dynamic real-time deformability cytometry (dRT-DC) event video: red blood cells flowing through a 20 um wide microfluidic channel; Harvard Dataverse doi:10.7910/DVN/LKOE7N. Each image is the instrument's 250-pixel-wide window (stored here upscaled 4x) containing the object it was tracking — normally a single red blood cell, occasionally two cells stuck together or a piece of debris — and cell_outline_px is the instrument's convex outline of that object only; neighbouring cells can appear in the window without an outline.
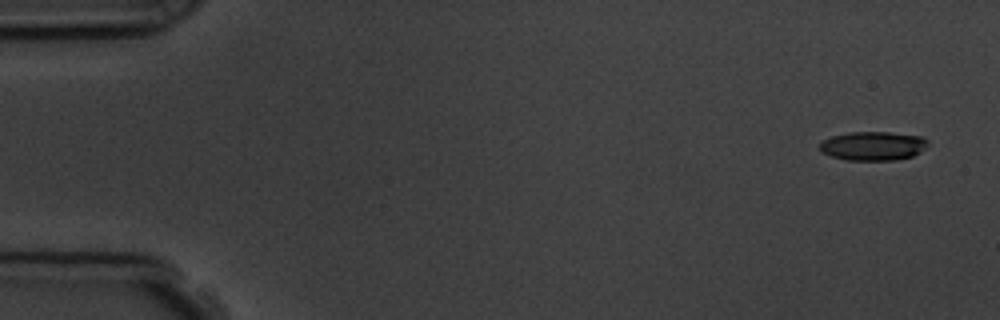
{"species": "common noctule bat (a hibernating species)", "species_latin": "Nyctalus noctula", "temperature_condition": "room temperature", "stored_images_in_passage": 5, "camera_frame_rate_fps": 3000, "um_per_image_px": 0.085, "animal": {"sex": "male", "body_mass_g": 19.5, "forearm_length_mm": 54.6}, "frame": {"image": 1, "passage_image": 1, "time_ms": 0.0, "image_size_px": [1000, 320], "cell_outline_px": [[928, 144], [920, 152], [912, 156], [896, 160], [844, 160], [820, 152], [820, 144], [824, 140], [832, 136], [848, 132], [888, 132], [924, 136], [928, 140]], "centroid_in_image_um": [74.22, 12.4], "position_along_channel_um": 10.8, "area_um2": 18.32}}
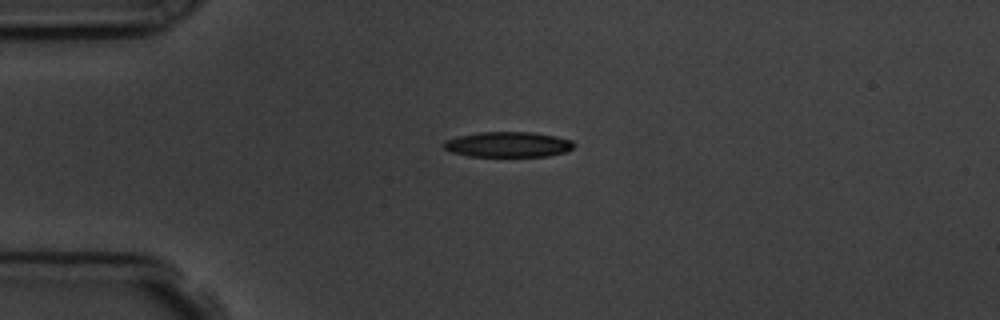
{"frame": {"image": 2, "passage_image": 4, "time_ms": 3.667, "image_size_px": [1000, 320], "cell_outline_px": [[576, 144], [568, 152], [548, 156], [468, 156], [452, 152], [444, 148], [440, 144], [444, 140], [476, 132], [532, 132], [556, 136], [572, 140]], "centroid_in_image_um": [43.19, 12.28], "position_along_channel_um": 41.8, "area_um2": 19.42}}